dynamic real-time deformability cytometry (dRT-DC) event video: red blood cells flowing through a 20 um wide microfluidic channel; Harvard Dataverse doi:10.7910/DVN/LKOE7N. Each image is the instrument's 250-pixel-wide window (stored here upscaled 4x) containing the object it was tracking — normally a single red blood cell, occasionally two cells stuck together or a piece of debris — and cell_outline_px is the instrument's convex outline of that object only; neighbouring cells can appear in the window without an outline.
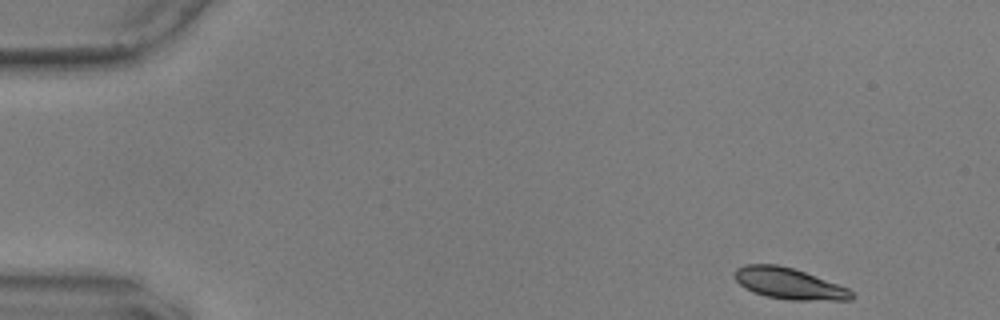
{"species": "common noctule bat (a hibernating species)", "species_latin": "Nyctalus noctula", "temperature_condition": "warm", "stored_images_in_passage": 14, "camera_frame_rate_fps": 3000, "um_per_image_px": 0.085, "animal": {"sex": "male", "body_mass_g": 17.9, "forearm_length_mm": 54.2}, "frame": {"image": 1, "passage_image": 1, "time_ms": 0.0, "image_size_px": [1000, 320], "cell_outline_px": [[856, 296], [852, 300], [788, 300], [764, 296], [752, 292], [744, 288], [736, 280], [736, 268], [744, 264], [776, 264], [792, 268], [804, 272], [848, 288]], "centroid_in_image_um": [67.06, 24.12], "position_along_channel_um": 17.9, "area_um2": 21.21}}
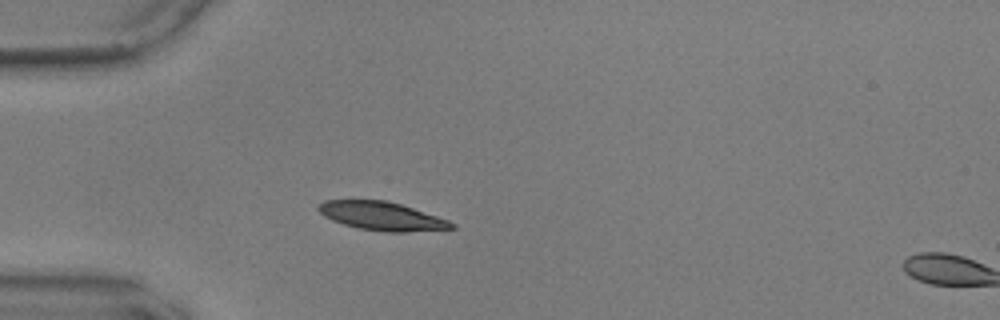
{"frame": {"image": 2, "passage_image": 12, "time_ms": 3.667, "image_size_px": [1000, 320], "cell_outline_px": [[456, 228], [408, 232], [384, 232], [360, 228], [344, 224], [332, 220], [324, 216], [316, 208], [324, 200], [388, 200], [448, 220], [456, 224]], "centroid_in_image_um": [32.45, 18.37], "position_along_channel_um": 52.5, "area_um2": 21.96}}